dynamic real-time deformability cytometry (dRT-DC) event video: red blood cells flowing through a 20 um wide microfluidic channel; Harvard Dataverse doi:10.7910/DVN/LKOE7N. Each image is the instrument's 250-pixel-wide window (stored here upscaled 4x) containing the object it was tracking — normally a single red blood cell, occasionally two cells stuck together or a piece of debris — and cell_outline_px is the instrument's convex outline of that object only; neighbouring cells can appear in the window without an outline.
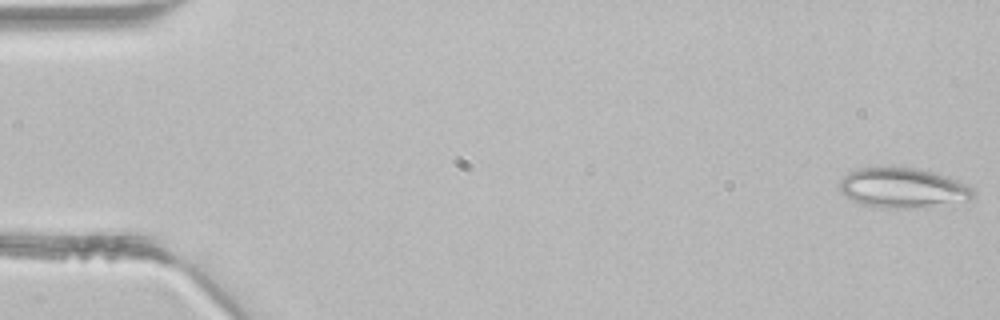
{"species": "common noctule bat (a hibernating species)", "species_latin": "Nyctalus noctula", "temperature_condition": "room temperature", "stored_images_in_passage": 5, "camera_frame_rate_fps": 3000, "um_per_image_px": 0.085, "animal": {"sex": "male", "body_mass_g": 21.5, "forearm_length_mm": 52.0}, "frame": {"image": 1, "passage_image": 1, "time_ms": 0.0, "image_size_px": [1000, 320], "cell_outline_px": [[976, 196], [968, 200], [924, 208], [884, 208], [860, 204], [852, 200], [840, 192], [840, 180], [848, 172], [860, 168], [912, 168], [932, 172], [948, 176], [968, 184], [976, 192]], "centroid_in_image_um": [76.78, 16.0], "position_along_channel_um": 8.2, "area_um2": 31.21}}